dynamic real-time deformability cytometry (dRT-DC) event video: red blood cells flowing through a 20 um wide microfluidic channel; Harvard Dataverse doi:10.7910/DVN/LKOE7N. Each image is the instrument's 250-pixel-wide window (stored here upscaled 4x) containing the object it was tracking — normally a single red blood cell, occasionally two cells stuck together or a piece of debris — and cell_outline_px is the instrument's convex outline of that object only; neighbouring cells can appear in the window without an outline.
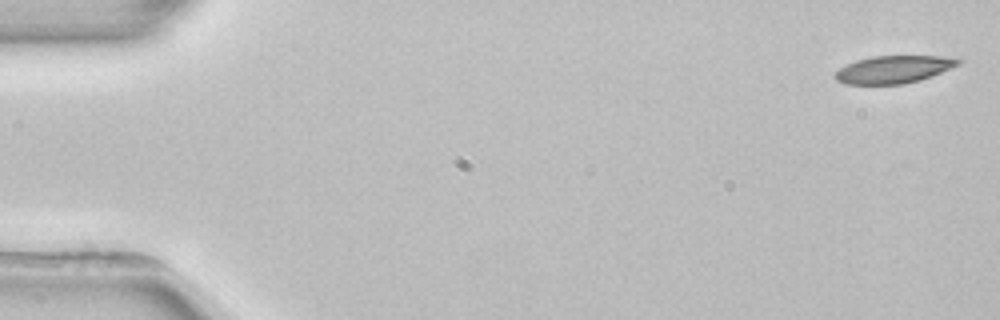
{"species": "common noctule bat (a hibernating species)", "species_latin": "Nyctalus noctula", "temperature_condition": "room temperature", "stored_images_in_passage": 3, "camera_frame_rate_fps": 3000, "um_per_image_px": 0.085, "animal": {"sex": "female", "body_mass_g": 22.7, "forearm_length_mm": 54.2}, "frame": {"image": 1, "passage_image": 1, "time_ms": 0.0, "image_size_px": [1000, 320], "cell_outline_px": [[964, 60], [960, 64], [932, 76], [920, 80], [904, 84], [844, 84], [836, 80], [832, 76], [840, 68], [856, 60], [872, 56], [948, 56]], "centroid_in_image_um": [75.97, 5.9], "position_along_channel_um": 9.0, "area_um2": 19.88}}